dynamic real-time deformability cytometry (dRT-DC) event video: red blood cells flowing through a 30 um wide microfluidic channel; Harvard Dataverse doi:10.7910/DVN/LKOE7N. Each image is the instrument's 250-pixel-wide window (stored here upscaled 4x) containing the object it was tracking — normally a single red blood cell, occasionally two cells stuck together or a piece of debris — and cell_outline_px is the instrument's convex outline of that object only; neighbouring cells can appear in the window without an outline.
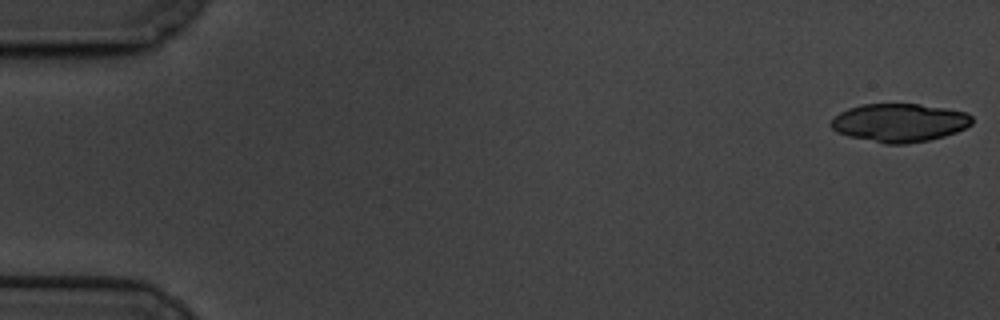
{"species": "common noctule bat (a hibernating species)", "species_latin": "Nyctalus noctula", "temperature_condition": "cold", "stored_images_in_passage": 43, "segment_of_instrument_passage": [1, 2], "camera_frame_rate_fps": 3000, "um_per_image_px": 0.085, "animal": {"sex": "male", "body_mass_g": 19.5, "forearm_length_mm": 54.6}, "frame": {"image": 1, "passage_image": 1, "time_ms": 0.0, "image_size_px": [1000, 320], "cell_outline_px": [[972, 124], [956, 132], [944, 136], [928, 140], [904, 144], [884, 144], [848, 136], [836, 132], [828, 124], [840, 112], [848, 108], [864, 104], [920, 104], [968, 112], [972, 116]], "centroid_in_image_um": [76.44, 10.43], "position_along_channel_um": 8.6, "area_um2": 31.56}}